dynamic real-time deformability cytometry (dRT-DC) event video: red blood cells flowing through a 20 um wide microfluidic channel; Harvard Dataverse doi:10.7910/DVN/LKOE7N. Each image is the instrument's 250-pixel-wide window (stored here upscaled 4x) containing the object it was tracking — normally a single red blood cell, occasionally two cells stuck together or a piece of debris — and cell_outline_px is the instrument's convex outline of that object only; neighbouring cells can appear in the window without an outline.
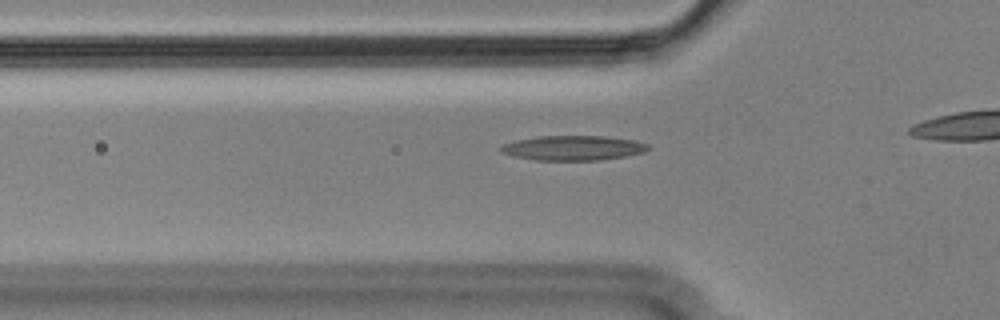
{"species": "Egyptian fruit bat (a non-hibernating species)", "species_latin": "Rousettus aegyptiacus", "temperature_condition": "cold", "stored_images_in_passage": 34, "camera_frame_rate_fps": 3000, "um_per_image_px": 0.085, "animal": {"sex": "male"}, "frame": {"image": 1, "passage_image": 8, "time_ms": 2.333, "image_size_px": [1000, 320], "cell_outline_px": [[652, 148], [644, 152], [624, 156], [600, 160], [536, 160], [512, 156], [500, 152], [500, 148], [504, 144], [516, 140], [540, 136], [604, 136], [632, 140], [648, 144]], "centroid_in_image_um": [48.71, 12.58], "position_along_channel_um": 77.1, "area_um2": 21.15}}
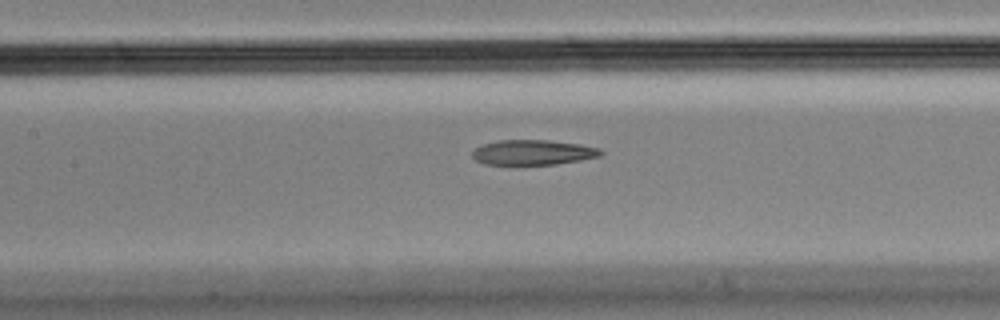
{"frame": {"image": 2, "passage_image": 15, "time_ms": 4.667, "image_size_px": [1000, 320], "cell_outline_px": [[604, 152], [600, 156], [580, 160], [556, 164], [516, 168], [484, 164], [476, 160], [472, 156], [472, 152], [476, 148], [484, 144], [496, 140], [548, 140], [580, 144], [600, 148]], "centroid_in_image_um": [45.26, 13.0], "position_along_channel_um": 162.1, "area_um2": 19.71}}
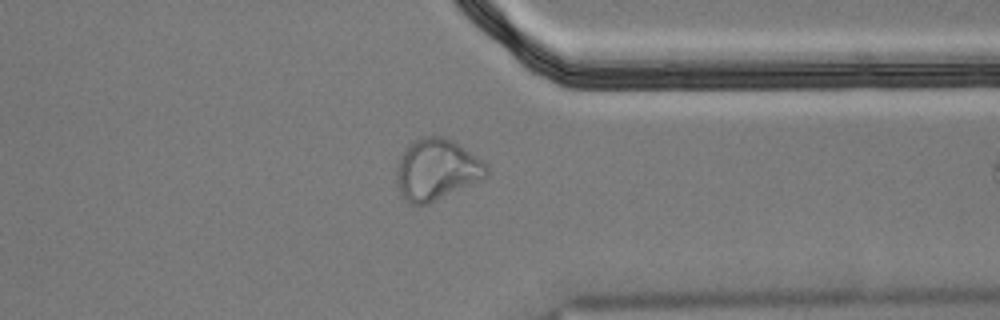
{"frame": {"image": 3, "passage_image": 33, "time_ms": 10.667, "image_size_px": [1000, 320], "cell_outline_px": [[488, 176], [424, 204], [408, 204], [404, 200], [396, 184], [396, 168], [400, 156], [404, 148], [412, 140], [424, 136], [444, 136], [452, 140], [484, 160], [488, 164]], "centroid_in_image_um": [37.08, 14.37], "position_along_channel_um": 374.3, "area_um2": 32.02}}